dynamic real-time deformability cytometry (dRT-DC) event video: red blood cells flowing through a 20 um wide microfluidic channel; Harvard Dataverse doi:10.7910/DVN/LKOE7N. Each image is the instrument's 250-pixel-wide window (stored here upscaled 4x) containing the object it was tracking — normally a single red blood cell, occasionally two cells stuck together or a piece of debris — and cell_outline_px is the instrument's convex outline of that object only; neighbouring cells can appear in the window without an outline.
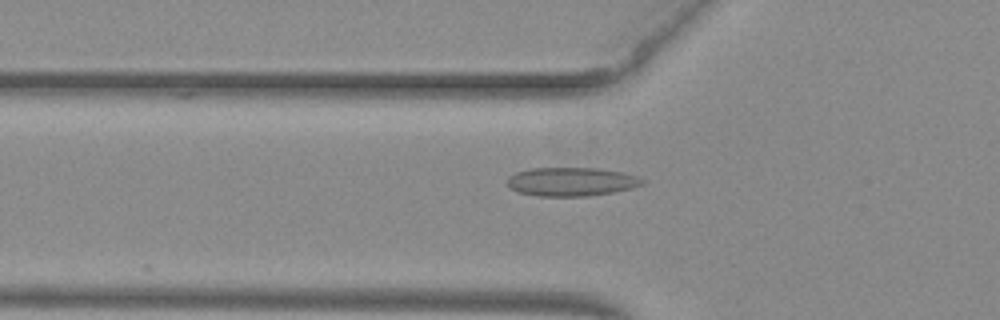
{"species": "common noctule bat (a hibernating species)", "species_latin": "Nyctalus noctula", "temperature_condition": "warm", "stored_images_in_passage": 37, "camera_frame_rate_fps": 3000, "um_per_image_px": 0.085, "animal": {"sex": "female", "body_mass_g": 29.2, "forearm_length_mm": 56.3}, "frame": {"image": 1, "passage_image": 3, "time_ms": 0.667, "image_size_px": [1000, 320], "cell_outline_px": [[644, 184], [632, 188], [612, 192], [588, 196], [536, 196], [516, 192], [508, 188], [504, 180], [508, 176], [516, 172], [532, 168], [600, 168], [624, 172], [636, 176], [644, 180]], "centroid_in_image_um": [48.5, 15.44], "position_along_channel_um": 77.3, "area_um2": 22.95}}
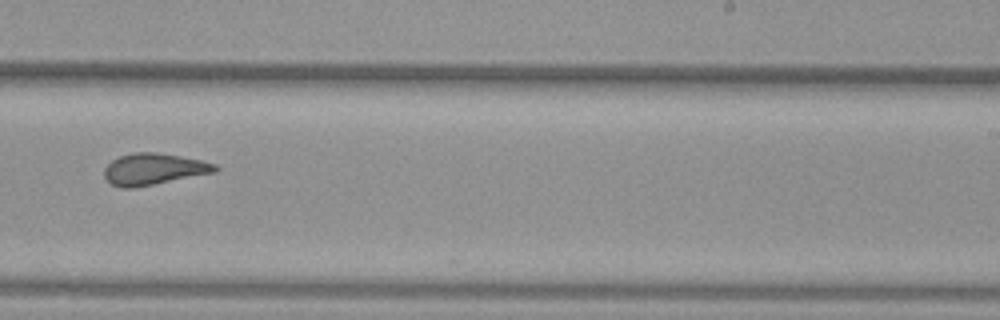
{"frame": {"image": 2, "passage_image": 18, "time_ms": 5.667, "image_size_px": [1000, 320], "cell_outline_px": [[220, 168], [216, 172], [136, 188], [120, 188], [112, 184], [104, 176], [104, 168], [112, 160], [120, 156], [132, 152], [156, 152], [180, 156], [200, 160], [216, 164]], "centroid_in_image_um": [13.07, 14.38], "position_along_channel_um": 275.9, "area_um2": 20.46}}
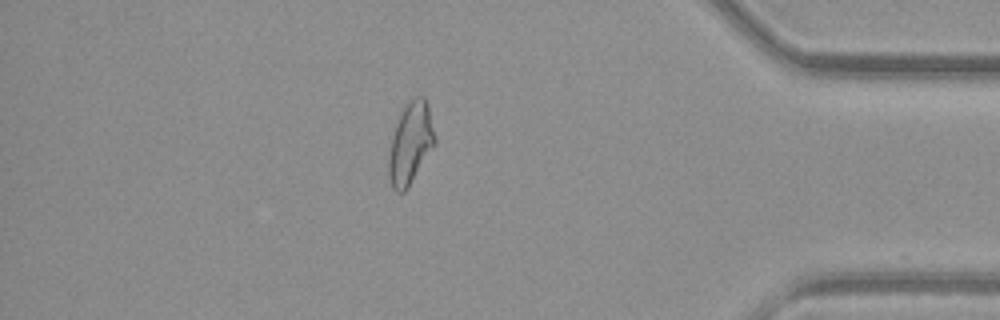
{"frame": {"image": 3, "passage_image": 30, "time_ms": 9.667, "image_size_px": [1000, 320], "cell_outline_px": [[436, 144], [408, 188], [404, 192], [396, 192], [392, 188], [388, 176], [388, 160], [392, 140], [396, 124], [400, 112], [404, 104], [412, 96], [424, 96], [428, 104], [436, 140]], "centroid_in_image_um": [34.9, 12.17], "position_along_channel_um": 400.3, "area_um2": 22.2}, "authors_computed_cell_mechanics": {"area_um2": 20.6346, "velocity_mm_per_s": 3.971, "shape_relaxation_time_tau1_ms": null, "shape_relaxation_time_tau2_ms": 1.9714, "deformation_change_tau1": null, "deformation_change_tau2": 0.0945}}